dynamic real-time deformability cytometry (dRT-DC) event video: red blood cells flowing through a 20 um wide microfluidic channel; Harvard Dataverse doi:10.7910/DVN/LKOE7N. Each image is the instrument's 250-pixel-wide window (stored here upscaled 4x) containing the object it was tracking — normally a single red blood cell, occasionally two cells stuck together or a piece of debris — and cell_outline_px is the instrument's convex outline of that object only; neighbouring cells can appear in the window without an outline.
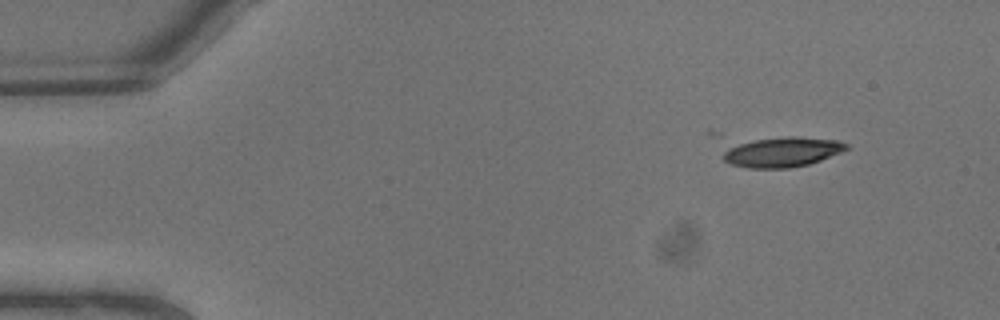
{"species": "common noctule bat (a hibernating species)", "species_latin": "Nyctalus noctula", "temperature_condition": "warm", "stored_images_in_passage": 9, "camera_frame_rate_fps": 3000, "um_per_image_px": 0.085, "animal": {"sex": "male", "body_mass_g": 13.3}, "frame": {"image": 1, "passage_image": 1, "time_ms": 0.0, "image_size_px": [1000, 320], "cell_outline_px": [[848, 148], [840, 152], [820, 160], [808, 164], [788, 168], [748, 168], [732, 164], [724, 160], [724, 152], [728, 148], [740, 144], [756, 140], [788, 136], [796, 136], [836, 140], [848, 144]], "centroid_in_image_um": [66.52, 12.92], "position_along_channel_um": 18.5, "area_um2": 20.98}}
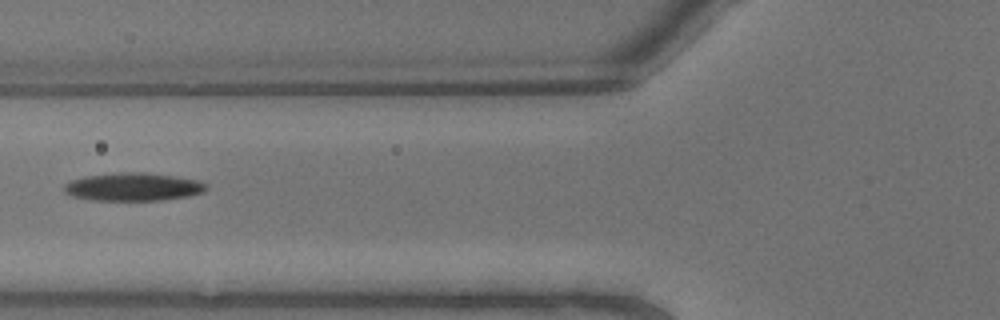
{"frame": {"image": 2, "passage_image": 7, "time_ms": 2.0, "image_size_px": [1000, 320], "cell_outline_px": [[208, 188], [204, 192], [188, 196], [160, 200], [92, 200], [72, 196], [64, 192], [64, 184], [72, 180], [84, 176], [120, 172], [144, 172], [200, 180], [208, 184]], "centroid_in_image_um": [11.34, 15.88], "position_along_channel_um": 114.5, "area_um2": 23.29}}
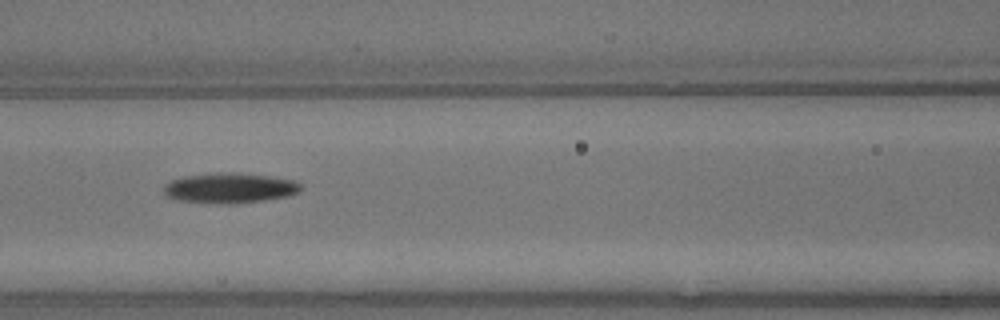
{"frame": {"image": 3, "passage_image": 8, "time_ms": 2.333, "image_size_px": [1000, 320], "cell_outline_px": [[300, 192], [288, 196], [264, 200], [232, 204], [220, 204], [176, 200], [164, 196], [164, 184], [172, 180], [184, 176], [220, 172], [224, 172], [268, 176], [296, 180], [300, 184]], "centroid_in_image_um": [19.5, 15.99], "position_along_channel_um": 147.1, "area_um2": 24.16}}